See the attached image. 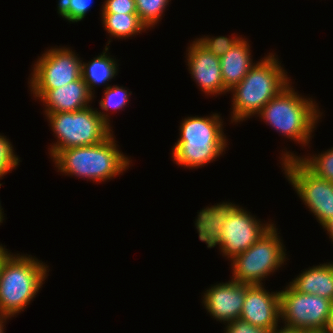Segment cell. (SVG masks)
I'll use <instances>...</instances> for the list:
<instances>
[{"label": "cell", "instance_id": "obj_33", "mask_svg": "<svg viewBox=\"0 0 333 333\" xmlns=\"http://www.w3.org/2000/svg\"><path fill=\"white\" fill-rule=\"evenodd\" d=\"M306 333H329V332L327 330H323V331H310Z\"/></svg>", "mask_w": 333, "mask_h": 333}, {"label": "cell", "instance_id": "obj_16", "mask_svg": "<svg viewBox=\"0 0 333 333\" xmlns=\"http://www.w3.org/2000/svg\"><path fill=\"white\" fill-rule=\"evenodd\" d=\"M250 48L249 41L242 37L219 57L222 80L228 90L239 84L255 64Z\"/></svg>", "mask_w": 333, "mask_h": 333}, {"label": "cell", "instance_id": "obj_13", "mask_svg": "<svg viewBox=\"0 0 333 333\" xmlns=\"http://www.w3.org/2000/svg\"><path fill=\"white\" fill-rule=\"evenodd\" d=\"M246 290L247 284L233 279L226 283H216L203 293L201 303L210 316L226 325L240 318Z\"/></svg>", "mask_w": 333, "mask_h": 333}, {"label": "cell", "instance_id": "obj_18", "mask_svg": "<svg viewBox=\"0 0 333 333\" xmlns=\"http://www.w3.org/2000/svg\"><path fill=\"white\" fill-rule=\"evenodd\" d=\"M112 39H109L105 46V49L99 56L91 59V61L83 62L81 61V78L87 84L90 93L94 96L95 88L102 84L106 85L105 88L111 86L109 81L118 75V62L116 58L110 56L109 44ZM104 84V85H103Z\"/></svg>", "mask_w": 333, "mask_h": 333}, {"label": "cell", "instance_id": "obj_6", "mask_svg": "<svg viewBox=\"0 0 333 333\" xmlns=\"http://www.w3.org/2000/svg\"><path fill=\"white\" fill-rule=\"evenodd\" d=\"M318 103L294 90L292 83L273 97L256 115L282 136L308 146L319 119Z\"/></svg>", "mask_w": 333, "mask_h": 333}, {"label": "cell", "instance_id": "obj_22", "mask_svg": "<svg viewBox=\"0 0 333 333\" xmlns=\"http://www.w3.org/2000/svg\"><path fill=\"white\" fill-rule=\"evenodd\" d=\"M169 2V0H135L137 14L148 29L159 24Z\"/></svg>", "mask_w": 333, "mask_h": 333}, {"label": "cell", "instance_id": "obj_4", "mask_svg": "<svg viewBox=\"0 0 333 333\" xmlns=\"http://www.w3.org/2000/svg\"><path fill=\"white\" fill-rule=\"evenodd\" d=\"M221 114L188 116L182 119L179 137L172 148L171 157L178 166L187 169L202 168L225 152L228 138L223 132Z\"/></svg>", "mask_w": 333, "mask_h": 333}, {"label": "cell", "instance_id": "obj_29", "mask_svg": "<svg viewBox=\"0 0 333 333\" xmlns=\"http://www.w3.org/2000/svg\"><path fill=\"white\" fill-rule=\"evenodd\" d=\"M322 228L325 229L324 231H327V235L329 234L328 236L331 239V242H333V217L328 220Z\"/></svg>", "mask_w": 333, "mask_h": 333}, {"label": "cell", "instance_id": "obj_19", "mask_svg": "<svg viewBox=\"0 0 333 333\" xmlns=\"http://www.w3.org/2000/svg\"><path fill=\"white\" fill-rule=\"evenodd\" d=\"M104 30L109 36L117 39H127L148 30L138 14L100 13Z\"/></svg>", "mask_w": 333, "mask_h": 333}, {"label": "cell", "instance_id": "obj_17", "mask_svg": "<svg viewBox=\"0 0 333 333\" xmlns=\"http://www.w3.org/2000/svg\"><path fill=\"white\" fill-rule=\"evenodd\" d=\"M296 291L333 301V262L305 269L289 283Z\"/></svg>", "mask_w": 333, "mask_h": 333}, {"label": "cell", "instance_id": "obj_8", "mask_svg": "<svg viewBox=\"0 0 333 333\" xmlns=\"http://www.w3.org/2000/svg\"><path fill=\"white\" fill-rule=\"evenodd\" d=\"M275 225L230 261L233 271L230 278L242 284L262 285L263 280L285 264L286 249Z\"/></svg>", "mask_w": 333, "mask_h": 333}, {"label": "cell", "instance_id": "obj_15", "mask_svg": "<svg viewBox=\"0 0 333 333\" xmlns=\"http://www.w3.org/2000/svg\"><path fill=\"white\" fill-rule=\"evenodd\" d=\"M31 94L44 105V115L57 112H75L86 108L94 97L80 77L55 89H30Z\"/></svg>", "mask_w": 333, "mask_h": 333}, {"label": "cell", "instance_id": "obj_32", "mask_svg": "<svg viewBox=\"0 0 333 333\" xmlns=\"http://www.w3.org/2000/svg\"><path fill=\"white\" fill-rule=\"evenodd\" d=\"M2 210H3V208H2L1 202H0V225H1V223H3V220L5 219L4 218L5 216H3L4 212Z\"/></svg>", "mask_w": 333, "mask_h": 333}, {"label": "cell", "instance_id": "obj_11", "mask_svg": "<svg viewBox=\"0 0 333 333\" xmlns=\"http://www.w3.org/2000/svg\"><path fill=\"white\" fill-rule=\"evenodd\" d=\"M70 47H51L33 65L29 89H55L81 77V59Z\"/></svg>", "mask_w": 333, "mask_h": 333}, {"label": "cell", "instance_id": "obj_3", "mask_svg": "<svg viewBox=\"0 0 333 333\" xmlns=\"http://www.w3.org/2000/svg\"><path fill=\"white\" fill-rule=\"evenodd\" d=\"M268 54L252 66L239 84L229 90L233 94L231 123L237 124L256 116L267 102L291 83L276 53Z\"/></svg>", "mask_w": 333, "mask_h": 333}, {"label": "cell", "instance_id": "obj_7", "mask_svg": "<svg viewBox=\"0 0 333 333\" xmlns=\"http://www.w3.org/2000/svg\"><path fill=\"white\" fill-rule=\"evenodd\" d=\"M95 109L88 106L75 112L45 115L57 139V142L48 148L50 157L59 150L99 144L113 133L111 126L98 114V109Z\"/></svg>", "mask_w": 333, "mask_h": 333}, {"label": "cell", "instance_id": "obj_23", "mask_svg": "<svg viewBox=\"0 0 333 333\" xmlns=\"http://www.w3.org/2000/svg\"><path fill=\"white\" fill-rule=\"evenodd\" d=\"M93 0H58L57 13L68 22L83 20L92 7Z\"/></svg>", "mask_w": 333, "mask_h": 333}, {"label": "cell", "instance_id": "obj_9", "mask_svg": "<svg viewBox=\"0 0 333 333\" xmlns=\"http://www.w3.org/2000/svg\"><path fill=\"white\" fill-rule=\"evenodd\" d=\"M279 292L280 322L284 326L305 332L327 329L333 301L318 295L299 293L290 284Z\"/></svg>", "mask_w": 333, "mask_h": 333}, {"label": "cell", "instance_id": "obj_5", "mask_svg": "<svg viewBox=\"0 0 333 333\" xmlns=\"http://www.w3.org/2000/svg\"><path fill=\"white\" fill-rule=\"evenodd\" d=\"M114 134L99 144L57 151L51 159L58 172L95 183L112 180L128 170L130 158L118 148Z\"/></svg>", "mask_w": 333, "mask_h": 333}, {"label": "cell", "instance_id": "obj_30", "mask_svg": "<svg viewBox=\"0 0 333 333\" xmlns=\"http://www.w3.org/2000/svg\"><path fill=\"white\" fill-rule=\"evenodd\" d=\"M7 319H10L9 317H7V316H2V315H0V333H5L4 331V329H5V323L7 322Z\"/></svg>", "mask_w": 333, "mask_h": 333}, {"label": "cell", "instance_id": "obj_34", "mask_svg": "<svg viewBox=\"0 0 333 333\" xmlns=\"http://www.w3.org/2000/svg\"><path fill=\"white\" fill-rule=\"evenodd\" d=\"M0 268H1V244H0Z\"/></svg>", "mask_w": 333, "mask_h": 333}, {"label": "cell", "instance_id": "obj_10", "mask_svg": "<svg viewBox=\"0 0 333 333\" xmlns=\"http://www.w3.org/2000/svg\"><path fill=\"white\" fill-rule=\"evenodd\" d=\"M280 163L298 197L323 226L333 217V183L315 176L297 158Z\"/></svg>", "mask_w": 333, "mask_h": 333}, {"label": "cell", "instance_id": "obj_28", "mask_svg": "<svg viewBox=\"0 0 333 333\" xmlns=\"http://www.w3.org/2000/svg\"><path fill=\"white\" fill-rule=\"evenodd\" d=\"M277 326L276 328H274L270 333H306L305 331H303L302 329H297V328H290L287 326Z\"/></svg>", "mask_w": 333, "mask_h": 333}, {"label": "cell", "instance_id": "obj_24", "mask_svg": "<svg viewBox=\"0 0 333 333\" xmlns=\"http://www.w3.org/2000/svg\"><path fill=\"white\" fill-rule=\"evenodd\" d=\"M19 163L20 158L15 154L11 141L0 133V179L16 169Z\"/></svg>", "mask_w": 333, "mask_h": 333}, {"label": "cell", "instance_id": "obj_26", "mask_svg": "<svg viewBox=\"0 0 333 333\" xmlns=\"http://www.w3.org/2000/svg\"><path fill=\"white\" fill-rule=\"evenodd\" d=\"M101 13L137 14L135 0H105Z\"/></svg>", "mask_w": 333, "mask_h": 333}, {"label": "cell", "instance_id": "obj_2", "mask_svg": "<svg viewBox=\"0 0 333 333\" xmlns=\"http://www.w3.org/2000/svg\"><path fill=\"white\" fill-rule=\"evenodd\" d=\"M45 262L28 254H13L1 244L0 315L24 312L49 274Z\"/></svg>", "mask_w": 333, "mask_h": 333}, {"label": "cell", "instance_id": "obj_1", "mask_svg": "<svg viewBox=\"0 0 333 333\" xmlns=\"http://www.w3.org/2000/svg\"><path fill=\"white\" fill-rule=\"evenodd\" d=\"M195 227L199 240L208 248L219 246L223 257L232 260L246 251L267 232L274 223H261L245 208L232 202L207 206L197 212Z\"/></svg>", "mask_w": 333, "mask_h": 333}, {"label": "cell", "instance_id": "obj_27", "mask_svg": "<svg viewBox=\"0 0 333 333\" xmlns=\"http://www.w3.org/2000/svg\"><path fill=\"white\" fill-rule=\"evenodd\" d=\"M224 333H270V330H266L261 327L252 325L251 323L238 318L229 323H226Z\"/></svg>", "mask_w": 333, "mask_h": 333}, {"label": "cell", "instance_id": "obj_31", "mask_svg": "<svg viewBox=\"0 0 333 333\" xmlns=\"http://www.w3.org/2000/svg\"><path fill=\"white\" fill-rule=\"evenodd\" d=\"M329 333H333V309H332V313L330 316V320L326 329Z\"/></svg>", "mask_w": 333, "mask_h": 333}, {"label": "cell", "instance_id": "obj_21", "mask_svg": "<svg viewBox=\"0 0 333 333\" xmlns=\"http://www.w3.org/2000/svg\"><path fill=\"white\" fill-rule=\"evenodd\" d=\"M104 95L99 102V106L102 110L97 111L102 119L108 123L110 126L109 110H118L120 111L129 103V96L132 95V92H128L129 89H125L123 86L113 85L107 88H104ZM106 111V112H105Z\"/></svg>", "mask_w": 333, "mask_h": 333}, {"label": "cell", "instance_id": "obj_12", "mask_svg": "<svg viewBox=\"0 0 333 333\" xmlns=\"http://www.w3.org/2000/svg\"><path fill=\"white\" fill-rule=\"evenodd\" d=\"M186 49L189 73L201 92L215 97L229 92L222 80L219 57L209 52L196 39Z\"/></svg>", "mask_w": 333, "mask_h": 333}, {"label": "cell", "instance_id": "obj_14", "mask_svg": "<svg viewBox=\"0 0 333 333\" xmlns=\"http://www.w3.org/2000/svg\"><path fill=\"white\" fill-rule=\"evenodd\" d=\"M279 291L262 285H247L240 318L254 326L272 331L280 324Z\"/></svg>", "mask_w": 333, "mask_h": 333}, {"label": "cell", "instance_id": "obj_25", "mask_svg": "<svg viewBox=\"0 0 333 333\" xmlns=\"http://www.w3.org/2000/svg\"><path fill=\"white\" fill-rule=\"evenodd\" d=\"M241 38L240 35L234 37L233 34L231 38L226 36L209 37L208 35H204V37L201 38L197 37L196 40L209 52H212L215 56L221 57Z\"/></svg>", "mask_w": 333, "mask_h": 333}, {"label": "cell", "instance_id": "obj_20", "mask_svg": "<svg viewBox=\"0 0 333 333\" xmlns=\"http://www.w3.org/2000/svg\"><path fill=\"white\" fill-rule=\"evenodd\" d=\"M281 155L282 161L297 158L315 176L333 183V147L321 152V154L318 153V155H305L307 157L304 155L303 157L296 156V154L286 150Z\"/></svg>", "mask_w": 333, "mask_h": 333}]
</instances>
